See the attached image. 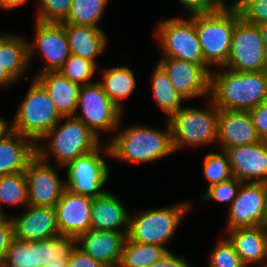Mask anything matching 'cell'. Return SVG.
<instances>
[{"label":"cell","instance_id":"cell-10","mask_svg":"<svg viewBox=\"0 0 267 267\" xmlns=\"http://www.w3.org/2000/svg\"><path fill=\"white\" fill-rule=\"evenodd\" d=\"M101 152L111 156L107 142L63 167L66 168L64 181L67 190L92 199L106 192L103 187L109 179V167Z\"/></svg>","mask_w":267,"mask_h":267},{"label":"cell","instance_id":"cell-18","mask_svg":"<svg viewBox=\"0 0 267 267\" xmlns=\"http://www.w3.org/2000/svg\"><path fill=\"white\" fill-rule=\"evenodd\" d=\"M14 237L27 242L45 240L59 235L55 207L28 205L23 214L11 217Z\"/></svg>","mask_w":267,"mask_h":267},{"label":"cell","instance_id":"cell-51","mask_svg":"<svg viewBox=\"0 0 267 267\" xmlns=\"http://www.w3.org/2000/svg\"><path fill=\"white\" fill-rule=\"evenodd\" d=\"M0 267H5L4 266V260H0Z\"/></svg>","mask_w":267,"mask_h":267},{"label":"cell","instance_id":"cell-20","mask_svg":"<svg viewBox=\"0 0 267 267\" xmlns=\"http://www.w3.org/2000/svg\"><path fill=\"white\" fill-rule=\"evenodd\" d=\"M126 237L123 232L90 228L76 238V245L106 267H118Z\"/></svg>","mask_w":267,"mask_h":267},{"label":"cell","instance_id":"cell-23","mask_svg":"<svg viewBox=\"0 0 267 267\" xmlns=\"http://www.w3.org/2000/svg\"><path fill=\"white\" fill-rule=\"evenodd\" d=\"M34 79L48 93L62 117L75 115L82 85L71 82L59 71L35 74Z\"/></svg>","mask_w":267,"mask_h":267},{"label":"cell","instance_id":"cell-33","mask_svg":"<svg viewBox=\"0 0 267 267\" xmlns=\"http://www.w3.org/2000/svg\"><path fill=\"white\" fill-rule=\"evenodd\" d=\"M202 171V175L208 183L206 189L234 178L228 155L223 150H220L219 153H207L203 160Z\"/></svg>","mask_w":267,"mask_h":267},{"label":"cell","instance_id":"cell-40","mask_svg":"<svg viewBox=\"0 0 267 267\" xmlns=\"http://www.w3.org/2000/svg\"><path fill=\"white\" fill-rule=\"evenodd\" d=\"M249 114L259 138L261 141H267V99L251 109Z\"/></svg>","mask_w":267,"mask_h":267},{"label":"cell","instance_id":"cell-44","mask_svg":"<svg viewBox=\"0 0 267 267\" xmlns=\"http://www.w3.org/2000/svg\"><path fill=\"white\" fill-rule=\"evenodd\" d=\"M17 82L9 72L2 66H0V87H10V85L15 84Z\"/></svg>","mask_w":267,"mask_h":267},{"label":"cell","instance_id":"cell-3","mask_svg":"<svg viewBox=\"0 0 267 267\" xmlns=\"http://www.w3.org/2000/svg\"><path fill=\"white\" fill-rule=\"evenodd\" d=\"M40 140L48 141L47 147L37 143V155L45 162L50 163V157H54L55 164L64 167L68 162L77 159L97 149L101 143L100 138L81 120L75 116L63 117ZM50 140V141H49ZM51 155V156H50Z\"/></svg>","mask_w":267,"mask_h":267},{"label":"cell","instance_id":"cell-35","mask_svg":"<svg viewBox=\"0 0 267 267\" xmlns=\"http://www.w3.org/2000/svg\"><path fill=\"white\" fill-rule=\"evenodd\" d=\"M224 238L212 248L208 267H246L229 239Z\"/></svg>","mask_w":267,"mask_h":267},{"label":"cell","instance_id":"cell-29","mask_svg":"<svg viewBox=\"0 0 267 267\" xmlns=\"http://www.w3.org/2000/svg\"><path fill=\"white\" fill-rule=\"evenodd\" d=\"M150 80L153 98L167 118L182 108V101L186 100L173 87L168 74L159 63L156 64Z\"/></svg>","mask_w":267,"mask_h":267},{"label":"cell","instance_id":"cell-37","mask_svg":"<svg viewBox=\"0 0 267 267\" xmlns=\"http://www.w3.org/2000/svg\"><path fill=\"white\" fill-rule=\"evenodd\" d=\"M232 2V3H231ZM229 7L237 8L240 17L248 23H267V0H234Z\"/></svg>","mask_w":267,"mask_h":267},{"label":"cell","instance_id":"cell-13","mask_svg":"<svg viewBox=\"0 0 267 267\" xmlns=\"http://www.w3.org/2000/svg\"><path fill=\"white\" fill-rule=\"evenodd\" d=\"M35 40H28L29 66L34 54L39 50L43 56V67L36 74L58 71L71 55L65 26L62 23H43L36 21Z\"/></svg>","mask_w":267,"mask_h":267},{"label":"cell","instance_id":"cell-24","mask_svg":"<svg viewBox=\"0 0 267 267\" xmlns=\"http://www.w3.org/2000/svg\"><path fill=\"white\" fill-rule=\"evenodd\" d=\"M90 214L92 229L114 230L127 236L130 214L115 194L106 191L93 198Z\"/></svg>","mask_w":267,"mask_h":267},{"label":"cell","instance_id":"cell-19","mask_svg":"<svg viewBox=\"0 0 267 267\" xmlns=\"http://www.w3.org/2000/svg\"><path fill=\"white\" fill-rule=\"evenodd\" d=\"M93 199L73 193L65 188L55 208L60 234L78 237L91 228Z\"/></svg>","mask_w":267,"mask_h":267},{"label":"cell","instance_id":"cell-8","mask_svg":"<svg viewBox=\"0 0 267 267\" xmlns=\"http://www.w3.org/2000/svg\"><path fill=\"white\" fill-rule=\"evenodd\" d=\"M76 246V237L59 234L49 239L27 242L13 238L4 260L5 267H43L67 263Z\"/></svg>","mask_w":267,"mask_h":267},{"label":"cell","instance_id":"cell-7","mask_svg":"<svg viewBox=\"0 0 267 267\" xmlns=\"http://www.w3.org/2000/svg\"><path fill=\"white\" fill-rule=\"evenodd\" d=\"M13 117L12 131L31 138L36 144L63 117L45 89L33 78Z\"/></svg>","mask_w":267,"mask_h":267},{"label":"cell","instance_id":"cell-47","mask_svg":"<svg viewBox=\"0 0 267 267\" xmlns=\"http://www.w3.org/2000/svg\"><path fill=\"white\" fill-rule=\"evenodd\" d=\"M258 26H259V30L261 32L262 39H263V42L265 44L266 50H267V23H264V24H261Z\"/></svg>","mask_w":267,"mask_h":267},{"label":"cell","instance_id":"cell-9","mask_svg":"<svg viewBox=\"0 0 267 267\" xmlns=\"http://www.w3.org/2000/svg\"><path fill=\"white\" fill-rule=\"evenodd\" d=\"M157 26L154 34L163 57L200 64L211 73L212 69L204 60L194 21L189 15L185 18H164L158 21Z\"/></svg>","mask_w":267,"mask_h":267},{"label":"cell","instance_id":"cell-26","mask_svg":"<svg viewBox=\"0 0 267 267\" xmlns=\"http://www.w3.org/2000/svg\"><path fill=\"white\" fill-rule=\"evenodd\" d=\"M72 55L82 57L97 66L96 58L108 45L107 35L101 27L88 25L63 24Z\"/></svg>","mask_w":267,"mask_h":267},{"label":"cell","instance_id":"cell-50","mask_svg":"<svg viewBox=\"0 0 267 267\" xmlns=\"http://www.w3.org/2000/svg\"><path fill=\"white\" fill-rule=\"evenodd\" d=\"M262 226H263V227L266 229V231H267V208H266V216H265V220H264Z\"/></svg>","mask_w":267,"mask_h":267},{"label":"cell","instance_id":"cell-25","mask_svg":"<svg viewBox=\"0 0 267 267\" xmlns=\"http://www.w3.org/2000/svg\"><path fill=\"white\" fill-rule=\"evenodd\" d=\"M37 144L29 137L11 132L0 141V176L25 171L37 155Z\"/></svg>","mask_w":267,"mask_h":267},{"label":"cell","instance_id":"cell-16","mask_svg":"<svg viewBox=\"0 0 267 267\" xmlns=\"http://www.w3.org/2000/svg\"><path fill=\"white\" fill-rule=\"evenodd\" d=\"M158 63L185 100L207 96L209 98L210 73L202 65L168 57H161Z\"/></svg>","mask_w":267,"mask_h":267},{"label":"cell","instance_id":"cell-43","mask_svg":"<svg viewBox=\"0 0 267 267\" xmlns=\"http://www.w3.org/2000/svg\"><path fill=\"white\" fill-rule=\"evenodd\" d=\"M150 267H192L187 263L185 256L168 252L161 260L156 261Z\"/></svg>","mask_w":267,"mask_h":267},{"label":"cell","instance_id":"cell-27","mask_svg":"<svg viewBox=\"0 0 267 267\" xmlns=\"http://www.w3.org/2000/svg\"><path fill=\"white\" fill-rule=\"evenodd\" d=\"M0 66L16 80L26 75L29 66L28 40L21 36L0 33Z\"/></svg>","mask_w":267,"mask_h":267},{"label":"cell","instance_id":"cell-34","mask_svg":"<svg viewBox=\"0 0 267 267\" xmlns=\"http://www.w3.org/2000/svg\"><path fill=\"white\" fill-rule=\"evenodd\" d=\"M97 67L94 62L71 54L58 71L71 82L86 85L97 82L92 79Z\"/></svg>","mask_w":267,"mask_h":267},{"label":"cell","instance_id":"cell-48","mask_svg":"<svg viewBox=\"0 0 267 267\" xmlns=\"http://www.w3.org/2000/svg\"><path fill=\"white\" fill-rule=\"evenodd\" d=\"M220 8H226L229 7L228 3H226L227 0H213ZM231 1V0H230Z\"/></svg>","mask_w":267,"mask_h":267},{"label":"cell","instance_id":"cell-11","mask_svg":"<svg viewBox=\"0 0 267 267\" xmlns=\"http://www.w3.org/2000/svg\"><path fill=\"white\" fill-rule=\"evenodd\" d=\"M224 67L235 72L267 71V50L258 25L237 21Z\"/></svg>","mask_w":267,"mask_h":267},{"label":"cell","instance_id":"cell-12","mask_svg":"<svg viewBox=\"0 0 267 267\" xmlns=\"http://www.w3.org/2000/svg\"><path fill=\"white\" fill-rule=\"evenodd\" d=\"M76 111L74 116L99 138V132H116L122 122L123 111L112 102L98 81L82 85Z\"/></svg>","mask_w":267,"mask_h":267},{"label":"cell","instance_id":"cell-31","mask_svg":"<svg viewBox=\"0 0 267 267\" xmlns=\"http://www.w3.org/2000/svg\"><path fill=\"white\" fill-rule=\"evenodd\" d=\"M110 0H73L67 18L62 24L99 27Z\"/></svg>","mask_w":267,"mask_h":267},{"label":"cell","instance_id":"cell-30","mask_svg":"<svg viewBox=\"0 0 267 267\" xmlns=\"http://www.w3.org/2000/svg\"><path fill=\"white\" fill-rule=\"evenodd\" d=\"M168 252L160 245L133 242L126 237L118 267H150Z\"/></svg>","mask_w":267,"mask_h":267},{"label":"cell","instance_id":"cell-21","mask_svg":"<svg viewBox=\"0 0 267 267\" xmlns=\"http://www.w3.org/2000/svg\"><path fill=\"white\" fill-rule=\"evenodd\" d=\"M217 142L223 151L261 142L249 111L219 109Z\"/></svg>","mask_w":267,"mask_h":267},{"label":"cell","instance_id":"cell-32","mask_svg":"<svg viewBox=\"0 0 267 267\" xmlns=\"http://www.w3.org/2000/svg\"><path fill=\"white\" fill-rule=\"evenodd\" d=\"M28 206V191L25 172L0 176V205ZM7 213L0 206V215Z\"/></svg>","mask_w":267,"mask_h":267},{"label":"cell","instance_id":"cell-5","mask_svg":"<svg viewBox=\"0 0 267 267\" xmlns=\"http://www.w3.org/2000/svg\"><path fill=\"white\" fill-rule=\"evenodd\" d=\"M203 109L182 107L167 118L175 151L186 147H200L217 142L219 109L211 99Z\"/></svg>","mask_w":267,"mask_h":267},{"label":"cell","instance_id":"cell-49","mask_svg":"<svg viewBox=\"0 0 267 267\" xmlns=\"http://www.w3.org/2000/svg\"><path fill=\"white\" fill-rule=\"evenodd\" d=\"M66 263H52L49 262L48 265L43 266V267H65Z\"/></svg>","mask_w":267,"mask_h":267},{"label":"cell","instance_id":"cell-15","mask_svg":"<svg viewBox=\"0 0 267 267\" xmlns=\"http://www.w3.org/2000/svg\"><path fill=\"white\" fill-rule=\"evenodd\" d=\"M28 205L55 207L65 190L57 170L36 155L25 169Z\"/></svg>","mask_w":267,"mask_h":267},{"label":"cell","instance_id":"cell-41","mask_svg":"<svg viewBox=\"0 0 267 267\" xmlns=\"http://www.w3.org/2000/svg\"><path fill=\"white\" fill-rule=\"evenodd\" d=\"M65 267H106L98 260L80 249L77 245L71 252Z\"/></svg>","mask_w":267,"mask_h":267},{"label":"cell","instance_id":"cell-39","mask_svg":"<svg viewBox=\"0 0 267 267\" xmlns=\"http://www.w3.org/2000/svg\"><path fill=\"white\" fill-rule=\"evenodd\" d=\"M13 238L14 228L11 217L0 215V260H5Z\"/></svg>","mask_w":267,"mask_h":267},{"label":"cell","instance_id":"cell-36","mask_svg":"<svg viewBox=\"0 0 267 267\" xmlns=\"http://www.w3.org/2000/svg\"><path fill=\"white\" fill-rule=\"evenodd\" d=\"M73 0H37L39 3L36 21L62 23L68 16Z\"/></svg>","mask_w":267,"mask_h":267},{"label":"cell","instance_id":"cell-2","mask_svg":"<svg viewBox=\"0 0 267 267\" xmlns=\"http://www.w3.org/2000/svg\"><path fill=\"white\" fill-rule=\"evenodd\" d=\"M157 129L146 125H131L108 140L111 157L131 163H150L174 152L170 126Z\"/></svg>","mask_w":267,"mask_h":267},{"label":"cell","instance_id":"cell-28","mask_svg":"<svg viewBox=\"0 0 267 267\" xmlns=\"http://www.w3.org/2000/svg\"><path fill=\"white\" fill-rule=\"evenodd\" d=\"M97 71L102 74V80L98 83L112 102L123 111L122 100L128 98L137 85L133 70L126 65H121L110 69L101 67Z\"/></svg>","mask_w":267,"mask_h":267},{"label":"cell","instance_id":"cell-1","mask_svg":"<svg viewBox=\"0 0 267 267\" xmlns=\"http://www.w3.org/2000/svg\"><path fill=\"white\" fill-rule=\"evenodd\" d=\"M209 95L218 109L250 111L267 99V71L214 69L210 73Z\"/></svg>","mask_w":267,"mask_h":267},{"label":"cell","instance_id":"cell-38","mask_svg":"<svg viewBox=\"0 0 267 267\" xmlns=\"http://www.w3.org/2000/svg\"><path fill=\"white\" fill-rule=\"evenodd\" d=\"M241 181L237 178H232L229 181L220 182L205 189L202 195V201H214L217 203H228L229 207L236 198Z\"/></svg>","mask_w":267,"mask_h":267},{"label":"cell","instance_id":"cell-22","mask_svg":"<svg viewBox=\"0 0 267 267\" xmlns=\"http://www.w3.org/2000/svg\"><path fill=\"white\" fill-rule=\"evenodd\" d=\"M226 236L240 256L243 264L267 266V231L257 227L235 228L226 230Z\"/></svg>","mask_w":267,"mask_h":267},{"label":"cell","instance_id":"cell-42","mask_svg":"<svg viewBox=\"0 0 267 267\" xmlns=\"http://www.w3.org/2000/svg\"><path fill=\"white\" fill-rule=\"evenodd\" d=\"M189 15L209 13L220 7L213 0H178Z\"/></svg>","mask_w":267,"mask_h":267},{"label":"cell","instance_id":"cell-14","mask_svg":"<svg viewBox=\"0 0 267 267\" xmlns=\"http://www.w3.org/2000/svg\"><path fill=\"white\" fill-rule=\"evenodd\" d=\"M267 208V183L242 182L228 208L227 230L263 224Z\"/></svg>","mask_w":267,"mask_h":267},{"label":"cell","instance_id":"cell-6","mask_svg":"<svg viewBox=\"0 0 267 267\" xmlns=\"http://www.w3.org/2000/svg\"><path fill=\"white\" fill-rule=\"evenodd\" d=\"M192 205L182 202L158 209L130 213L127 238L133 242L160 245L169 252L168 243Z\"/></svg>","mask_w":267,"mask_h":267},{"label":"cell","instance_id":"cell-46","mask_svg":"<svg viewBox=\"0 0 267 267\" xmlns=\"http://www.w3.org/2000/svg\"><path fill=\"white\" fill-rule=\"evenodd\" d=\"M12 132V123L0 116V141Z\"/></svg>","mask_w":267,"mask_h":267},{"label":"cell","instance_id":"cell-45","mask_svg":"<svg viewBox=\"0 0 267 267\" xmlns=\"http://www.w3.org/2000/svg\"><path fill=\"white\" fill-rule=\"evenodd\" d=\"M28 0H0V9L11 10L20 5H25Z\"/></svg>","mask_w":267,"mask_h":267},{"label":"cell","instance_id":"cell-4","mask_svg":"<svg viewBox=\"0 0 267 267\" xmlns=\"http://www.w3.org/2000/svg\"><path fill=\"white\" fill-rule=\"evenodd\" d=\"M189 16L194 21L205 63L212 70L224 67L229 57L235 24L241 18L237 8H219Z\"/></svg>","mask_w":267,"mask_h":267},{"label":"cell","instance_id":"cell-17","mask_svg":"<svg viewBox=\"0 0 267 267\" xmlns=\"http://www.w3.org/2000/svg\"><path fill=\"white\" fill-rule=\"evenodd\" d=\"M225 152L235 178L267 183V141L230 147Z\"/></svg>","mask_w":267,"mask_h":267}]
</instances>
